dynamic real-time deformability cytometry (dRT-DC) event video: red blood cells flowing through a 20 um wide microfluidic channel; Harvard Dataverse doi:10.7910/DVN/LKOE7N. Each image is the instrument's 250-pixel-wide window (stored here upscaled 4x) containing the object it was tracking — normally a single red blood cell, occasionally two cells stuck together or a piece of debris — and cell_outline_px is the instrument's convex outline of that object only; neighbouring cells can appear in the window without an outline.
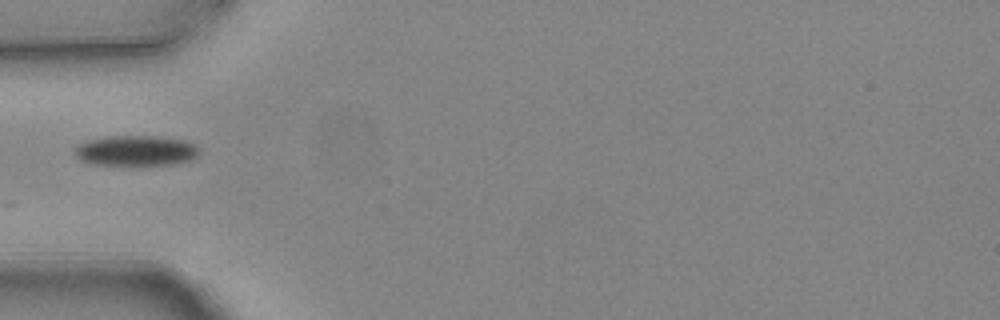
{"species": "common noctule bat (a hibernating species)", "species_latin": "Nyctalus noctula", "temperature_condition": "warm", "stored_images_in_passage": 7, "camera_frame_rate_fps": 3000, "um_per_image_px": 0.085, "animal": {"sex": "female", "body_mass_g": 24.6, "forearm_length_mm": 56.2}, "frame": {"image": 1, "passage_image": 6, "time_ms": 1.667, "image_size_px": [1000, 320], "cell_outline_px": [[200, 152], [192, 160], [172, 164], [140, 168], [132, 168], [88, 164], [80, 160], [76, 156], [76, 148], [84, 140], [108, 136], [156, 136], [188, 140], [200, 148]], "centroid_in_image_um": [11.56, 12.86], "position_along_channel_um": 73.4, "area_um2": 23.41}}
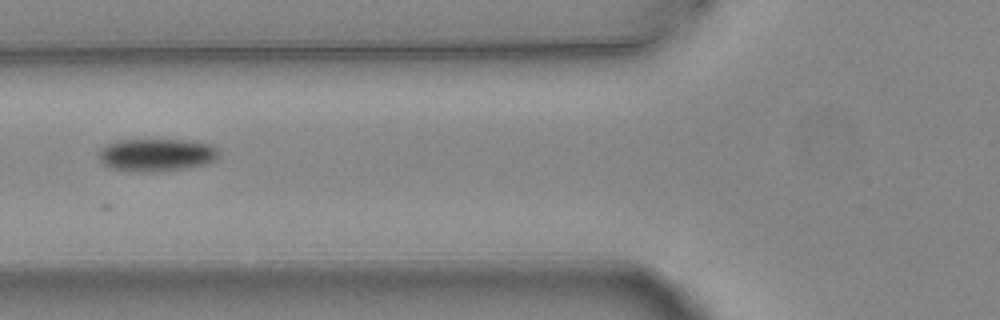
{"frame": {"image": 2, "passage_image": 7, "time_ms": 2.0, "image_size_px": [1000, 320], "cell_outline_px": [[216, 156], [212, 160], [204, 164], [188, 168], [140, 172], [112, 168], [104, 164], [100, 160], [100, 148], [104, 144], [116, 140], [188, 140], [212, 144], [216, 148]], "centroid_in_image_um": [13.25, 13.14], "position_along_channel_um": 112.5, "area_um2": 22.54}}